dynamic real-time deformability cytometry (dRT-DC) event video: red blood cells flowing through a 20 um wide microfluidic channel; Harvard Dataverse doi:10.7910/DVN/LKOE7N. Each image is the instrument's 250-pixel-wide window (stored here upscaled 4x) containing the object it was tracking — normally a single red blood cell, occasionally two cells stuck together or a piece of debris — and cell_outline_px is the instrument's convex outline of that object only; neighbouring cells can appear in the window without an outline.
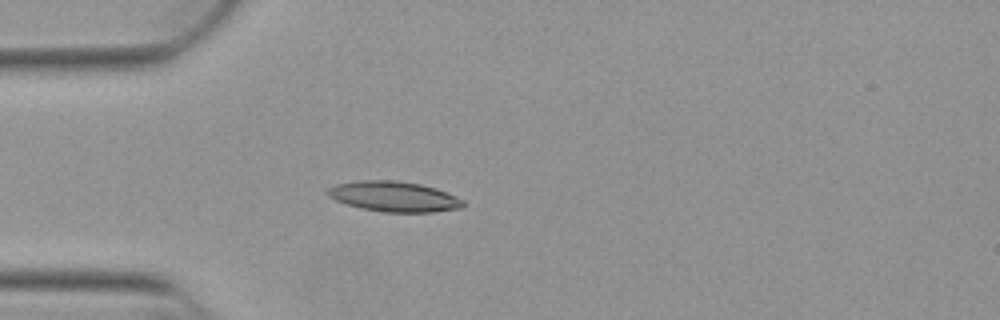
{"species": "Egyptian fruit bat (a non-hibernating species)", "species_latin": "Rousettus aegyptiacus", "temperature_condition": "warm", "stored_images_in_passage": 52, "camera_frame_rate_fps": 3000, "um_per_image_px": 0.085, "animal": {"sex": "female"}, "frame": {"image": 1, "passage_image": 14, "time_ms": 4.333, "image_size_px": [1000, 320], "cell_outline_px": [[464, 208], [432, 212], [384, 212], [360, 208], [336, 200], [328, 196], [324, 192], [328, 188], [336, 184], [360, 180], [396, 180], [420, 184], [436, 188], [456, 196], [464, 200]], "centroid_in_image_um": [33.49, 16.7], "position_along_channel_um": 51.5, "area_um2": 24.04}}
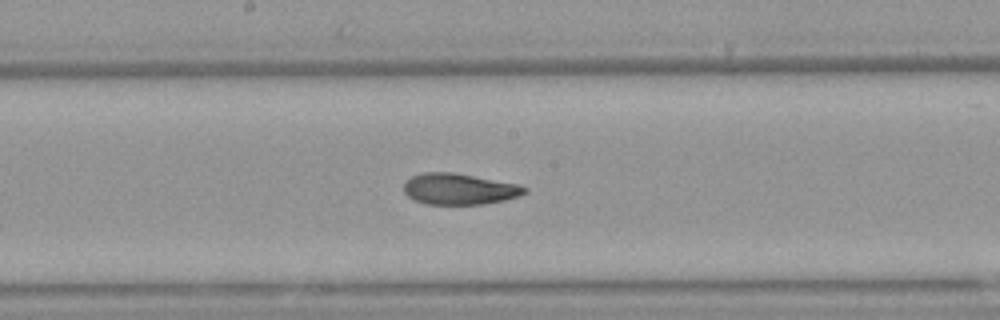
{"frame": {"image": 2, "passage_image": 27, "time_ms": 8.667, "image_size_px": [1000, 320], "cell_outline_px": [[528, 192], [520, 196], [504, 200], [484, 204], [428, 204], [416, 200], [408, 196], [404, 192], [404, 184], [412, 176], [424, 172], [452, 172], [520, 184], [528, 188]], "centroid_in_image_um": [39.09, 16.06], "position_along_channel_um": 209.1, "area_um2": 21.91}}
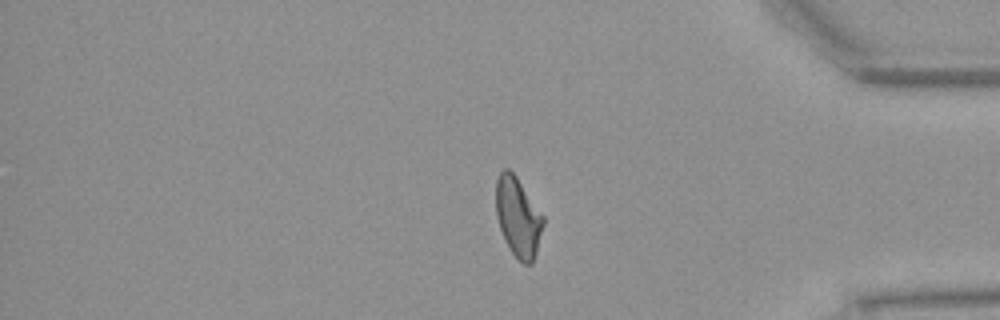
{"frame": {"image": 3, "passage_image": 43, "time_ms": 14.0, "image_size_px": [1000, 320], "cell_outline_px": [[544, 224], [536, 252], [532, 264], [524, 264], [508, 248], [504, 240], [496, 216], [496, 180], [500, 172], [504, 168], [508, 168], [516, 176], [544, 216]], "centroid_in_image_um": [44.03, 18.44], "position_along_channel_um": 391.2, "area_um2": 21.85}, "authors_computed_cell_mechanics": {"area_um2": 22.3397, "velocity_mm_per_s": 3.867, "shape_relaxation_time_tau1_ms": 9.3949, "shape_relaxation_time_tau2_ms": 2.8174, "deformation_change_tau1": 0.224, "deformation_change_tau2": 0.096}}